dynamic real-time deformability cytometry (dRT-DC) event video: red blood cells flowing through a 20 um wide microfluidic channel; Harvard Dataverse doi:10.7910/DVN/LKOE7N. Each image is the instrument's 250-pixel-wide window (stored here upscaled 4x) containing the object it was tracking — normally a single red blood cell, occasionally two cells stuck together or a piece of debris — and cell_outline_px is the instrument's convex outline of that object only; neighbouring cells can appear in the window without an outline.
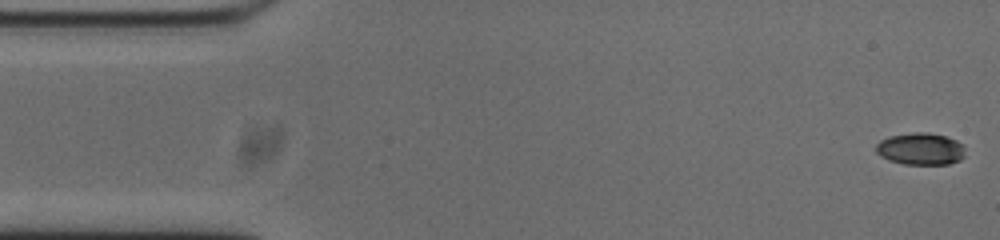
{"species": "common noctule bat (a hibernating species)", "species_latin": "Nyctalus noctula", "temperature_condition": "cold", "stored_images_in_passage": 53, "camera_frame_rate_fps": 3000, "um_per_image_px": 0.085, "animal": {"sex": "male", "body_mass_g": 20.0, "forearm_length_mm": 53.3}, "frame": {"image": 1, "passage_image": 1, "time_ms": 0.0, "image_size_px": [1000, 240], "cell_outline_px": [[964, 156], [960, 160], [948, 164], [904, 164], [888, 160], [880, 156], [876, 152], [876, 144], [880, 140], [888, 136], [916, 132], [928, 132], [944, 136], [956, 140], [964, 144]], "centroid_in_image_um": [78.24, 12.65], "position_along_channel_um": 6.8, "area_um2": 16.76}}
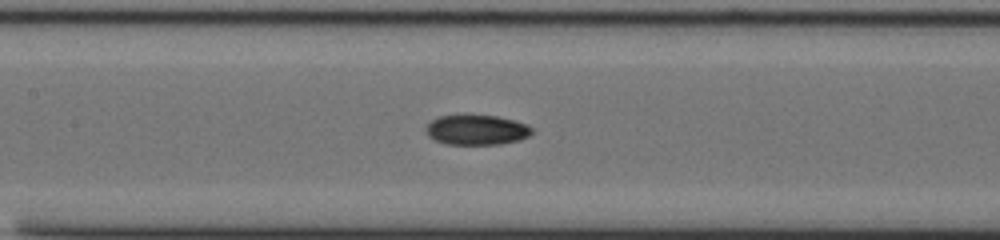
{"frame": {"image": 2, "passage_image": 23, "time_ms": 7.333, "image_size_px": [1000, 240], "cell_outline_px": [[532, 132], [528, 136], [516, 140], [500, 144], [448, 144], [436, 140], [428, 136], [424, 132], [424, 128], [432, 120], [440, 116], [464, 112], [496, 116], [528, 124], [532, 128]], "centroid_in_image_um": [40.45, 10.99], "position_along_channel_um": 166.9, "area_um2": 19.02}}
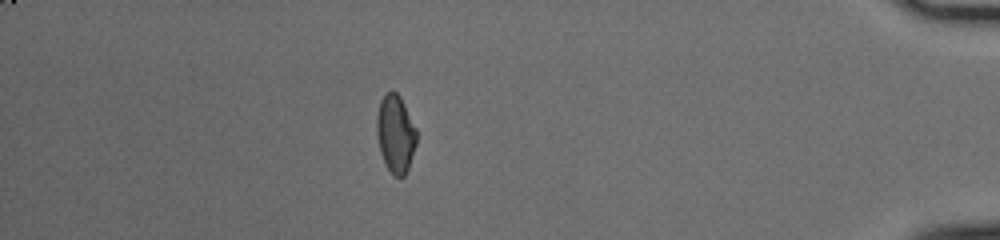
{"frame": {"image": 3, "passage_image": 46, "time_ms": 15.0, "image_size_px": [1000, 240], "cell_outline_px": [[416, 144], [408, 168], [404, 176], [392, 176], [384, 164], [380, 152], [376, 132], [376, 116], [380, 100], [384, 92], [396, 92], [400, 96], [416, 128]], "centroid_in_image_um": [33.59, 11.38], "position_along_channel_um": 401.6, "area_um2": 18.21}, "authors_computed_cell_mechanics": {"area_um2": 18.0914, "velocity_mm_per_s": 3.7811, "shape_relaxation_time_tau1_ms": 5.4527, "shape_relaxation_time_tau2_ms": 8.1673, "deformation_change_tau1": 0.1776, "deformation_change_tau2": 0.106}}